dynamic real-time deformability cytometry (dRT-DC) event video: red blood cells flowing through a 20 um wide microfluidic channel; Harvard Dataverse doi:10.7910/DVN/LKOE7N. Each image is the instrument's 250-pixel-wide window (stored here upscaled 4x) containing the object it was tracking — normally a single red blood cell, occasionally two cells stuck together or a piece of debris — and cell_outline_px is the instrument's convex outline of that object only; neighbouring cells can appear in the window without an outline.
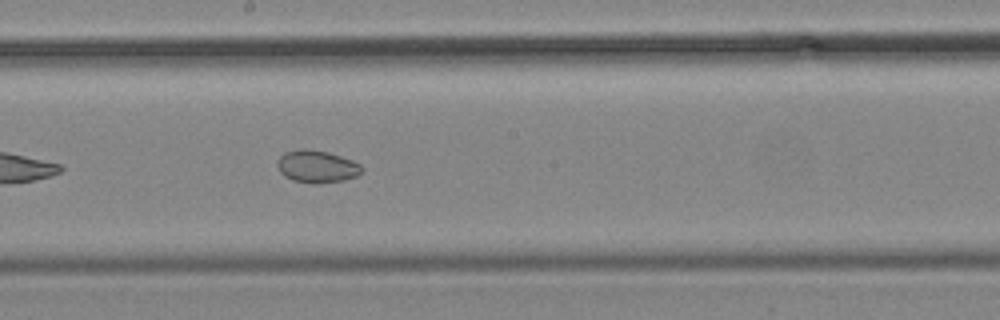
{"species": "common noctule bat (a hibernating species)", "species_latin": "Nyctalus noctula", "temperature_condition": "cold", "stored_images_in_passage": 7, "camera_frame_rate_fps": 3000, "um_per_image_px": 0.085, "animal": {"sex": "male", "body_mass_g": 19.2, "forearm_length_mm": 51.8}, "frame": {"image": 1, "passage_image": 7, "time_ms": 6.667, "image_size_px": [1000, 320], "cell_outline_px": [[364, 168], [356, 176], [344, 180], [316, 184], [312, 184], [292, 180], [284, 176], [280, 172], [276, 164], [276, 160], [284, 152], [300, 148], [308, 148], [328, 152], [352, 160], [360, 164]], "centroid_in_image_um": [26.89, 14.14], "position_along_channel_um": 221.3, "area_um2": 16.18}}